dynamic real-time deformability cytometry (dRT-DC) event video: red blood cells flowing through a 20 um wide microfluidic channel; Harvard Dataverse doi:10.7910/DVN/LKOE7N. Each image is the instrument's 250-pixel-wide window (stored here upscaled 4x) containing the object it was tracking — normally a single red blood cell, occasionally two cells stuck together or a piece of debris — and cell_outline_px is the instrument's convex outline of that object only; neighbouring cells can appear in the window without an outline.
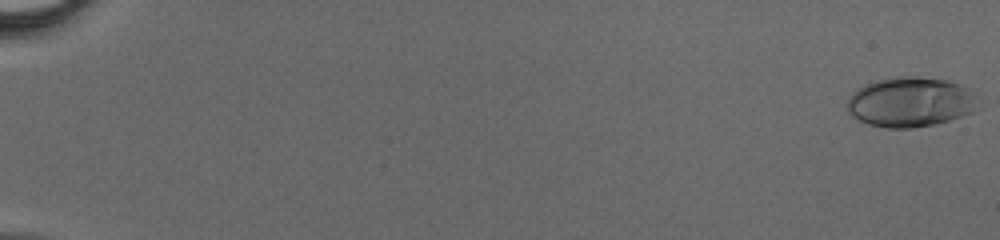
{"species": "human", "species_latin": "Homo sapiens", "temperature_condition": "cold", "stored_images_in_passage": 47, "camera_frame_rate_fps": 3000, "um_per_image_px": 0.085, "donor": {"sex": "male"}, "frame": {"image": 1, "passage_image": 1, "time_ms": 0.0, "image_size_px": [1000, 240], "cell_outline_px": [[980, 108], [972, 112], [936, 124], [912, 128], [884, 128], [868, 124], [852, 116], [848, 112], [848, 96], [864, 84], [872, 80], [904, 76], [916, 76], [948, 80], [960, 84], [968, 88]], "centroid_in_image_um": [77.36, 8.67], "position_along_channel_um": 7.6, "area_um2": 38.15}}
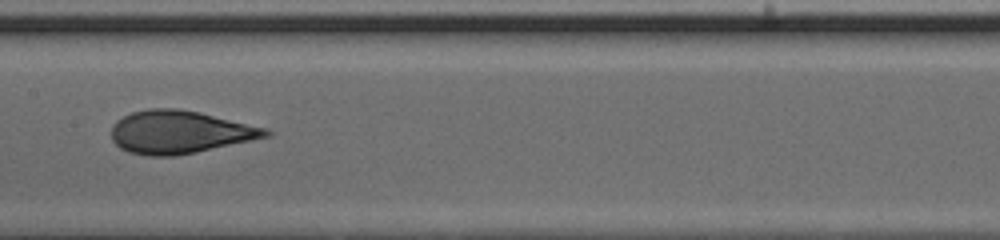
{"frame": {"image": 2, "passage_image": 27, "time_ms": 8.667, "image_size_px": [1000, 240], "cell_outline_px": [[272, 136], [196, 152], [172, 156], [148, 156], [128, 152], [120, 148], [112, 140], [112, 124], [116, 120], [132, 112], [148, 108], [176, 108], [200, 112], [268, 128], [272, 132]], "centroid_in_image_um": [15.29, 11.22], "position_along_channel_um": 192.1, "area_um2": 38.78}}
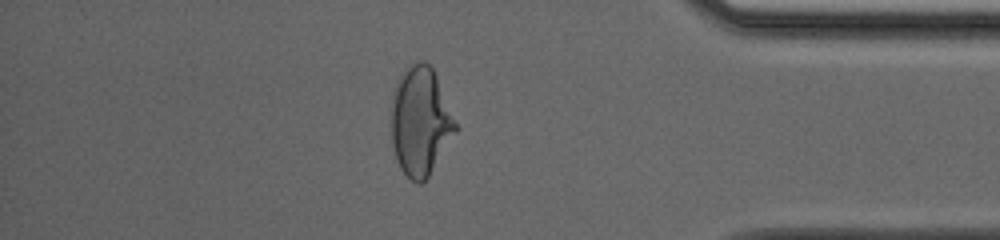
{"frame": {"image": 3, "passage_image": 42, "time_ms": 13.667, "image_size_px": [1000, 240], "cell_outline_px": [[460, 128], [428, 176], [420, 184], [416, 184], [400, 168], [392, 144], [392, 92], [396, 80], [416, 60], [424, 60], [432, 68], [436, 76]], "centroid_in_image_um": [35.75, 10.3], "position_along_channel_um": 399.4, "area_um2": 40.69}}